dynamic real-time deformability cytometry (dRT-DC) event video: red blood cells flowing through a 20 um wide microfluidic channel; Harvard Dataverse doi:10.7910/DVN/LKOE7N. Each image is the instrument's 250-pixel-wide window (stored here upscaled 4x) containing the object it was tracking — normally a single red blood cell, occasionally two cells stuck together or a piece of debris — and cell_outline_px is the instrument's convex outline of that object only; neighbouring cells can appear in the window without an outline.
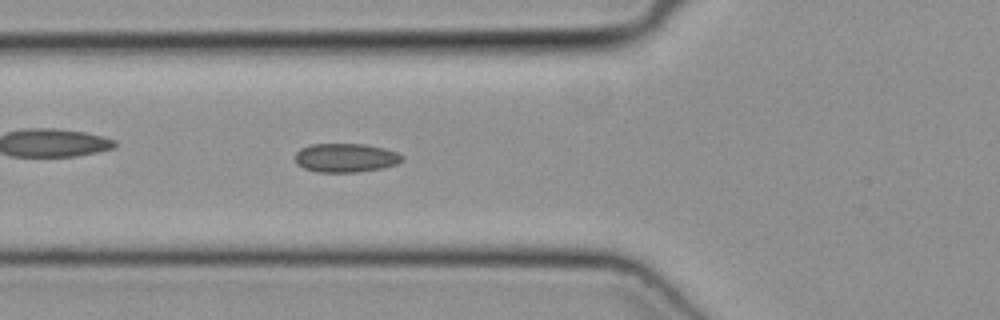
{"species": "common noctule bat (a hibernating species)", "species_latin": "Nyctalus noctula", "temperature_condition": "cold", "stored_images_in_passage": 48, "camera_frame_rate_fps": 3000, "um_per_image_px": 0.085, "animal": {"sex": "female", "body_mass_g": 19.3, "forearm_length_mm": 54.1}, "frame": {"image": 1, "passage_image": 18, "time_ms": 5.667, "image_size_px": [1000, 320], "cell_outline_px": [[404, 160], [396, 164], [384, 168], [356, 172], [316, 172], [304, 168], [296, 164], [296, 152], [300, 148], [312, 144], [364, 144], [384, 148], [396, 152], [404, 156]], "centroid_in_image_um": [29.39, 13.41], "position_along_channel_um": 96.4, "area_um2": 18.09}}
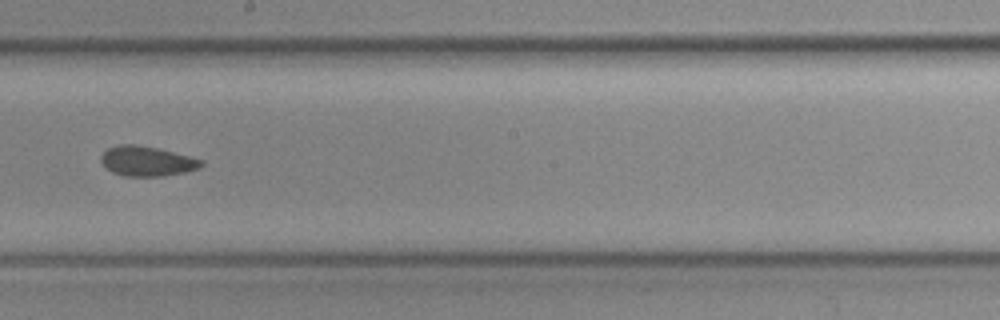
{"frame": {"image": 2, "passage_image": 28, "time_ms": 9.0, "image_size_px": [1000, 320], "cell_outline_px": [[204, 164], [200, 168], [184, 172], [164, 176], [124, 176], [112, 172], [100, 160], [100, 156], [108, 148], [120, 144], [132, 144], [156, 148], [204, 160]], "centroid_in_image_um": [12.5, 13.7], "position_along_channel_um": 235.7, "area_um2": 17.28}}
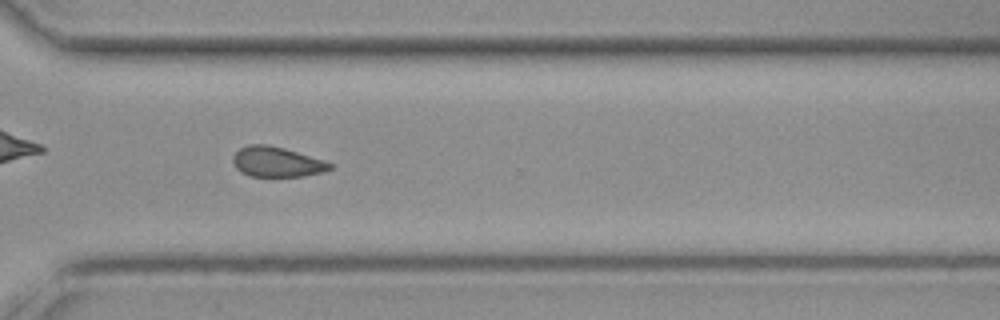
{"frame": {"image": 3, "passage_image": 36, "time_ms": 11.667, "image_size_px": [1000, 320], "cell_outline_px": [[332, 168], [324, 172], [304, 176], [248, 176], [240, 172], [236, 168], [232, 160], [232, 156], [240, 148], [248, 144], [268, 144], [284, 148], [324, 160], [332, 164]], "centroid_in_image_um": [23.5, 13.76], "position_along_channel_um": 347.1, "area_um2": 17.11}}